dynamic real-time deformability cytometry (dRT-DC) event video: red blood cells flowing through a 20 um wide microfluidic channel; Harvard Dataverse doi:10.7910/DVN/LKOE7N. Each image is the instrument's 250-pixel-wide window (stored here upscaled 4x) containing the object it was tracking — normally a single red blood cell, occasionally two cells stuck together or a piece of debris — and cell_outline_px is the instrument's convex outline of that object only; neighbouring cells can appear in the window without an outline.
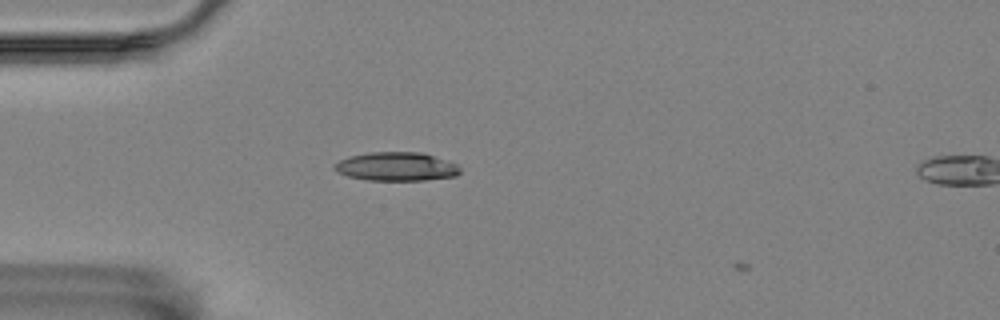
{"species": "Egyptian fruit bat (a non-hibernating species)", "species_latin": "Rousettus aegyptiacus", "temperature_condition": "room temperature", "stored_images_in_passage": 9, "camera_frame_rate_fps": 3000, "um_per_image_px": 0.085, "animal": {"sex": "female"}, "frame": {"image": 1, "passage_image": 8, "time_ms": 2.333, "image_size_px": [1000, 320], "cell_outline_px": [[460, 172], [456, 176], [424, 180], [368, 180], [348, 176], [336, 172], [332, 168], [332, 164], [348, 156], [372, 152], [424, 152], [456, 164], [460, 168]], "centroid_in_image_um": [33.65, 14.15], "position_along_channel_um": 51.3, "area_um2": 21.1}}